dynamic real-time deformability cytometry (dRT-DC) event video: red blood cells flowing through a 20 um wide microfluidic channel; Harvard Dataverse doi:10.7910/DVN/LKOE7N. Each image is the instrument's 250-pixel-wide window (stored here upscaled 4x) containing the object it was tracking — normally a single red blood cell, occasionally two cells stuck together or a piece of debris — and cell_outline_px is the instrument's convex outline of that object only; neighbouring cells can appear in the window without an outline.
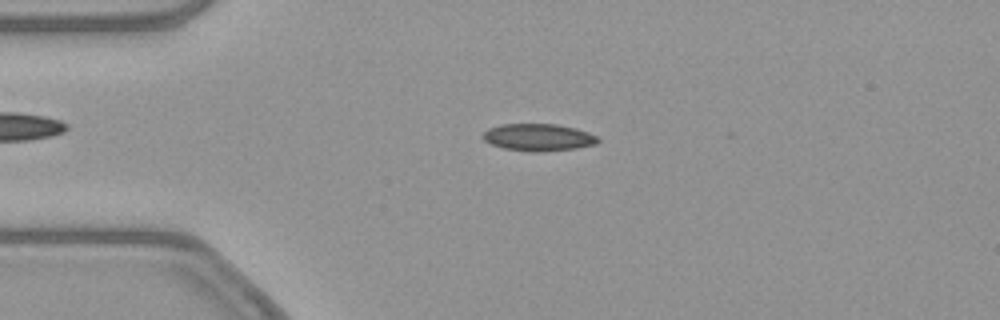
{"species": "common noctule bat (a hibernating species)", "species_latin": "Nyctalus noctula", "temperature_condition": "warm", "stored_images_in_passage": 53, "camera_frame_rate_fps": 3000, "um_per_image_px": 0.085, "animal": {"sex": "female", "body_mass_g": 21.9}, "frame": {"image": 1, "passage_image": 12, "time_ms": 3.667, "image_size_px": [1000, 320], "cell_outline_px": [[600, 140], [596, 144], [576, 148], [540, 152], [528, 152], [504, 148], [492, 144], [484, 140], [480, 136], [488, 128], [500, 124], [556, 124], [588, 132], [596, 136]], "centroid_in_image_um": [45.72, 11.68], "position_along_channel_um": 39.3, "area_um2": 18.21}}
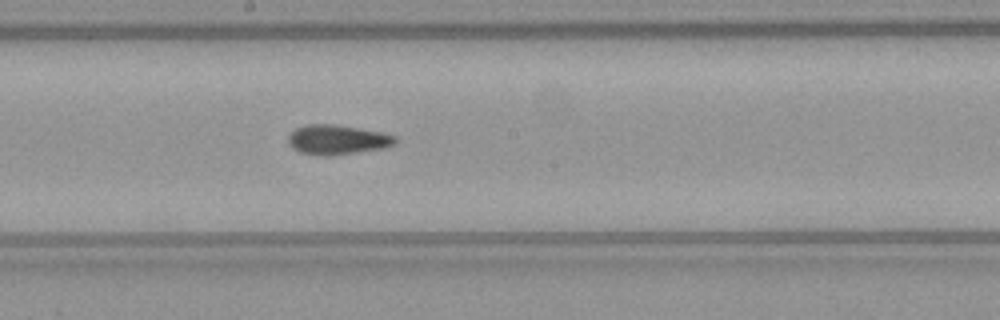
{"frame": {"image": 2, "passage_image": 28, "time_ms": 9.0, "image_size_px": [1000, 320], "cell_outline_px": [[396, 144], [384, 148], [332, 156], [320, 156], [300, 152], [292, 148], [288, 144], [288, 136], [296, 128], [308, 124], [336, 124], [384, 132], [396, 136]], "centroid_in_image_um": [28.69, 11.88], "position_along_channel_um": 219.5, "area_um2": 18.79}}
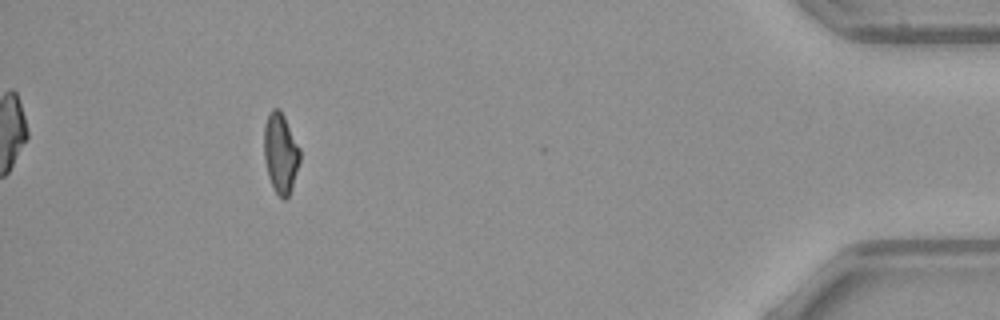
{"frame": {"image": 3, "passage_image": 48, "time_ms": 15.667, "image_size_px": [1000, 320], "cell_outline_px": [[300, 160], [292, 188], [288, 196], [284, 200], [276, 192], [268, 176], [264, 160], [264, 124], [268, 112], [272, 108], [280, 108], [300, 148]], "centroid_in_image_um": [23.84, 12.97], "position_along_channel_um": 411.4, "area_um2": 16.82}, "authors_computed_cell_mechanics": {"area_um2": 17.6868, "velocity_mm_per_s": 3.8572, "shape_relaxation_time_tau1_ms": null, "shape_relaxation_time_tau2_ms": 3.2217, "deformation_change_tau1": null, "deformation_change_tau2": 0.0938}}